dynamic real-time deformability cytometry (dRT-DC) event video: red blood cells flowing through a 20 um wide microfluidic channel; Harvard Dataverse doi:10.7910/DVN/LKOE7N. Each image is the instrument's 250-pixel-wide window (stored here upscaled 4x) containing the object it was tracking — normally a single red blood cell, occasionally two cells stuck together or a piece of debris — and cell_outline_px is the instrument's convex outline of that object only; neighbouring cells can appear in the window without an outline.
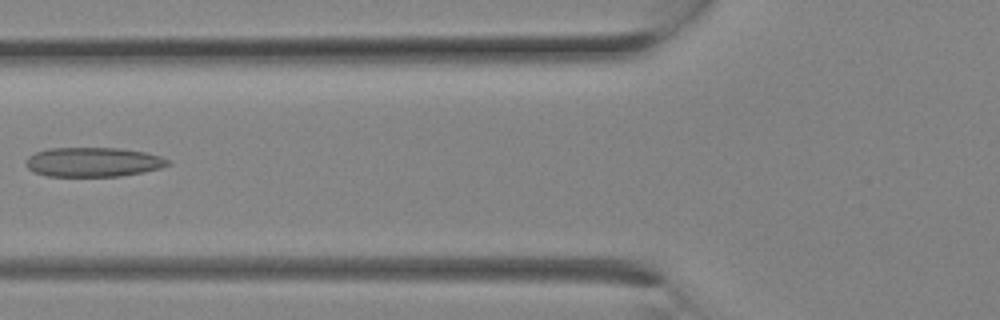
{"species": "Egyptian fruit bat (a non-hibernating species)", "species_latin": "Rousettus aegyptiacus", "temperature_condition": "room temperature", "stored_images_in_passage": 14, "camera_frame_rate_fps": 3000, "um_per_image_px": 0.085, "animal": {"sex": "female"}, "frame": {"image": 1, "passage_image": 10, "time_ms": 3.0, "image_size_px": [1000, 320], "cell_outline_px": [[172, 164], [160, 168], [144, 172], [120, 176], [48, 176], [32, 172], [28, 168], [28, 156], [36, 152], [48, 148], [120, 148], [144, 152], [160, 156], [172, 160]], "centroid_in_image_um": [7.97, 13.77], "position_along_channel_um": 117.8, "area_um2": 24.39}}
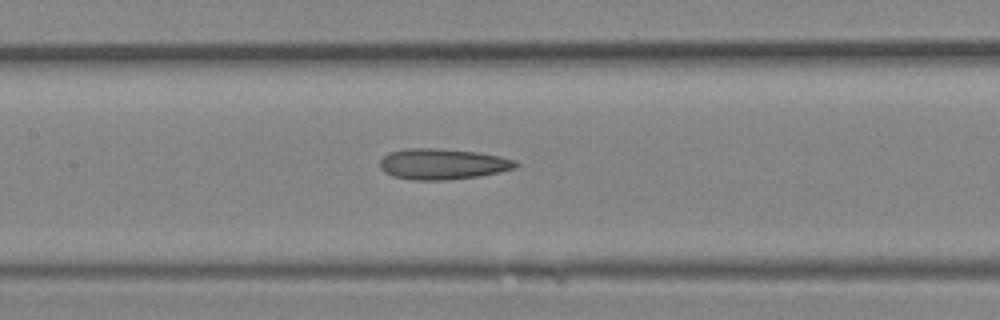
{"frame": {"image": 2, "passage_image": 12, "time_ms": 3.667, "image_size_px": [1000, 320], "cell_outline_px": [[520, 164], [516, 168], [500, 172], [480, 176], [448, 180], [412, 180], [392, 176], [384, 172], [380, 168], [380, 160], [384, 156], [392, 152], [404, 148], [440, 148], [476, 152], [500, 156], [516, 160]], "centroid_in_image_um": [37.64, 13.94], "position_along_channel_um": 169.8, "area_um2": 24.62}}
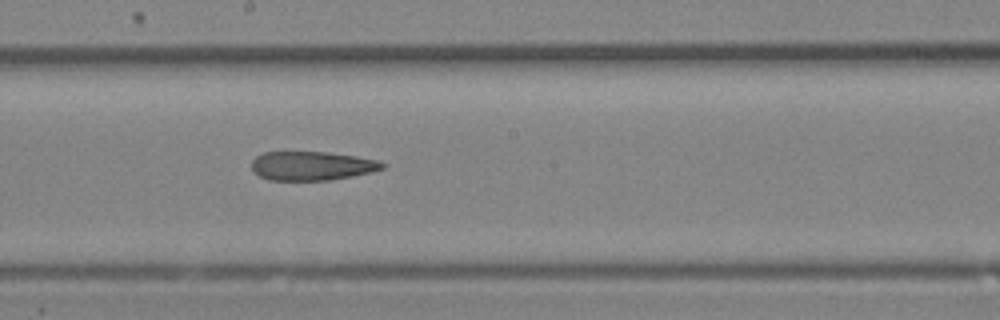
{"frame": {"image": 3, "passage_image": 14, "time_ms": 4.333, "image_size_px": [1000, 320], "cell_outline_px": [[388, 164], [384, 168], [372, 172], [352, 176], [328, 180], [268, 180], [252, 172], [252, 160], [256, 156], [264, 152], [328, 152], [356, 156], [380, 160]], "centroid_in_image_um": [26.53, 14.09], "position_along_channel_um": 221.7, "area_um2": 22.25}}